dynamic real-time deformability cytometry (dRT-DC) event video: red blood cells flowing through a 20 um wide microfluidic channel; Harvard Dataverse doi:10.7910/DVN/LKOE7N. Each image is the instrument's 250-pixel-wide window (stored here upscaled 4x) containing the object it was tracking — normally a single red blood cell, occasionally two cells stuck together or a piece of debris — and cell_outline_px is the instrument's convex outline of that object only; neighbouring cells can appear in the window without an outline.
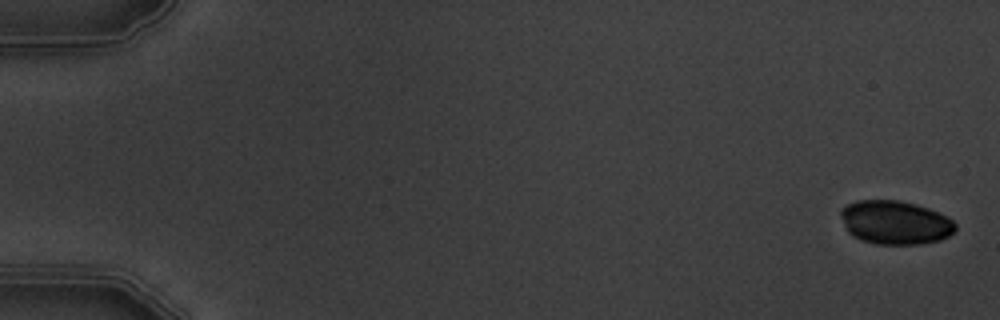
{"species": "common noctule bat (a hibernating species)", "species_latin": "Nyctalus noctula", "temperature_condition": "warm", "stored_images_in_passage": 8, "camera_frame_rate_fps": 3000, "um_per_image_px": 0.085, "animal": {"sex": "male", "body_mass_g": 19.5, "forearm_length_mm": 54.6}, "frame": {"image": 1, "passage_image": 1, "time_ms": 0.0, "image_size_px": [1000, 320], "cell_outline_px": [[956, 228], [948, 236], [940, 240], [920, 244], [876, 244], [860, 240], [852, 236], [848, 232], [840, 216], [840, 208], [856, 200], [900, 200], [916, 204], [928, 208], [948, 216], [956, 224]], "centroid_in_image_um": [76.07, 18.9], "position_along_channel_um": 8.9, "area_um2": 29.42}}
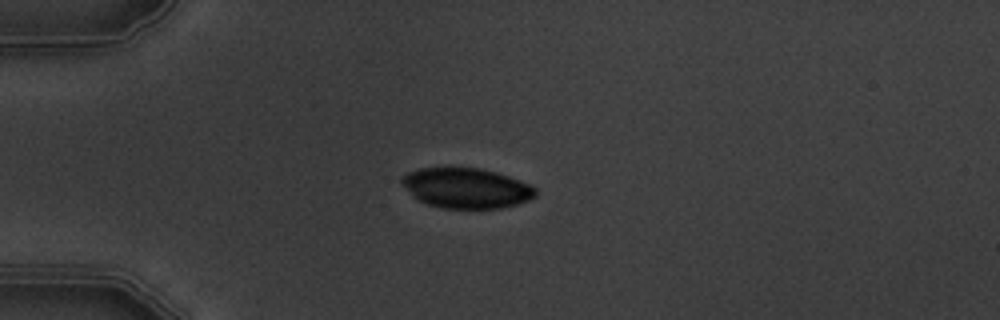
{"frame": {"image": 2, "passage_image": 5, "time_ms": 4.667, "image_size_px": [1000, 320], "cell_outline_px": [[536, 196], [528, 200], [516, 204], [500, 208], [444, 208], [428, 204], [420, 200], [400, 180], [408, 172], [420, 168], [480, 168], [496, 172], [508, 176], [528, 184], [536, 188]], "centroid_in_image_um": [39.68, 15.98], "position_along_channel_um": 45.3, "area_um2": 30.63}}